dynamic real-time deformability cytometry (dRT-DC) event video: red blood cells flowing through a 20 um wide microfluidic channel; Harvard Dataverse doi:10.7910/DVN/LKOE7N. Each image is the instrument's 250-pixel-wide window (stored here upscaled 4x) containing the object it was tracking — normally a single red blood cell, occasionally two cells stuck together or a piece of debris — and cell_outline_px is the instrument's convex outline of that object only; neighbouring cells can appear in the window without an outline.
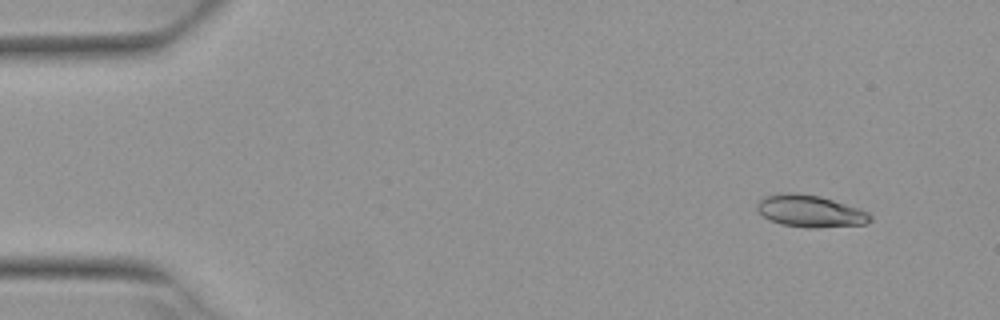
{"species": "Egyptian fruit bat (a non-hibernating species)", "species_latin": "Rousettus aegyptiacus", "temperature_condition": "warm", "stored_images_in_passage": 4, "camera_frame_rate_fps": 3000, "um_per_image_px": 0.085, "animal": {"sex": "female"}, "frame": {"image": 1, "passage_image": 1, "time_ms": 0.0, "image_size_px": [1000, 320], "cell_outline_px": [[872, 220], [868, 224], [816, 228], [804, 228], [780, 224], [768, 220], [756, 208], [756, 204], [764, 196], [780, 192], [792, 192], [820, 196], [860, 208], [868, 212], [872, 216]], "centroid_in_image_um": [68.87, 17.95], "position_along_channel_um": 16.1, "area_um2": 21.5}}
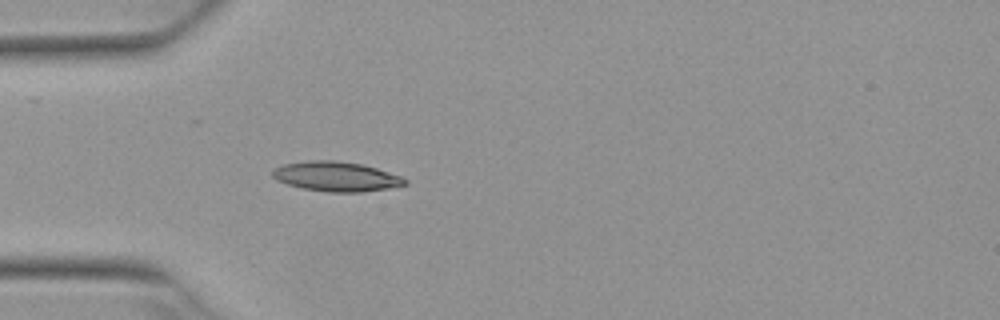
{"frame": {"image": 2, "passage_image": 4, "time_ms": 1.0, "image_size_px": [1000, 320], "cell_outline_px": [[408, 184], [388, 188], [360, 192], [328, 192], [300, 188], [276, 180], [272, 176], [272, 172], [276, 168], [284, 164], [312, 160], [332, 160], [360, 164], [376, 168], [404, 176], [408, 180]], "centroid_in_image_um": [28.61, 15.01], "position_along_channel_um": 56.4, "area_um2": 22.89}}